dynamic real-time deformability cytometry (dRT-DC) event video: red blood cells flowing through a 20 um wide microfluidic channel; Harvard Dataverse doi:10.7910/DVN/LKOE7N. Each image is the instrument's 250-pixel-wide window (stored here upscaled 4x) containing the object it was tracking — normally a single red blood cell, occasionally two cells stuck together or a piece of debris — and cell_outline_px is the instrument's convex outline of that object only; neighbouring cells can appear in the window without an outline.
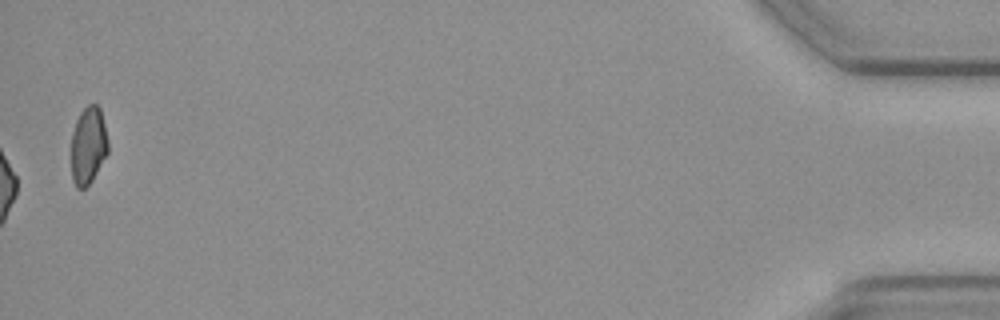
{"species": "common noctule bat (a hibernating species)", "species_latin": "Nyctalus noctula", "temperature_condition": "cold", "stored_images_in_passage": 59, "camera_frame_rate_fps": 3000, "um_per_image_px": 0.085, "animal": {"sex": "female", "body_mass_g": 19.3, "forearm_length_mm": 54.1}, "frame": {"image": 1, "passage_image": 59, "time_ms": 19.333, "image_size_px": [1000, 320], "cell_outline_px": [[108, 152], [92, 180], [84, 188], [76, 188], [72, 180], [72, 132], [76, 120], [80, 112], [88, 104], [96, 104], [100, 108], [108, 140]], "centroid_in_image_um": [7.5, 12.35], "position_along_channel_um": 427.7, "area_um2": 16.53}, "authors_computed_cell_mechanics": {"area_um2": 19.4786, "velocity_mm_per_s": 3.6128, "shape_relaxation_time_tau1_ms": 3.1977, "shape_relaxation_time_tau2_ms": null, "deformation_change_tau1": 0.1008, "deformation_change_tau2": null}}